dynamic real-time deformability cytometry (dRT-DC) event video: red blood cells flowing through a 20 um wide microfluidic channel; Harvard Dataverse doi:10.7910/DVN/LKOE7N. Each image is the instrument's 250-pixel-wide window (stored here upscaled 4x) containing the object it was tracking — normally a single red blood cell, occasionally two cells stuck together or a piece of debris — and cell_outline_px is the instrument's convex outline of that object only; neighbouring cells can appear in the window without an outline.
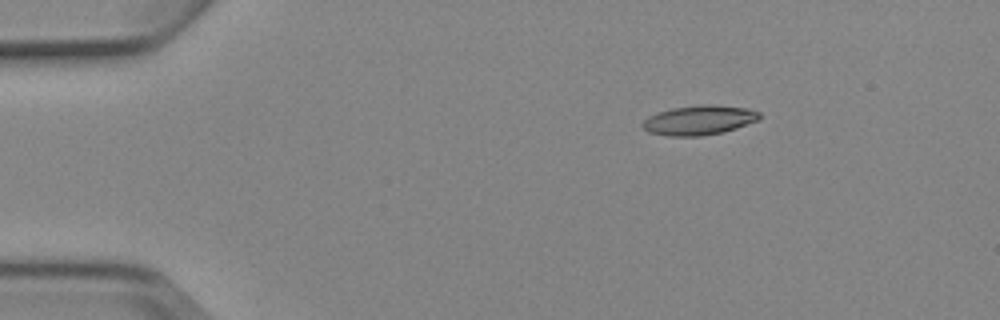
{"species": "Egyptian fruit bat (a non-hibernating species)", "species_latin": "Rousettus aegyptiacus", "temperature_condition": "cold", "stored_images_in_passage": 4, "camera_frame_rate_fps": 3000, "um_per_image_px": 0.085, "animal": {"sex": "female"}, "frame": {"image": 1, "passage_image": 2, "time_ms": 1.333, "image_size_px": [1000, 320], "cell_outline_px": [[760, 120], [724, 132], [700, 136], [668, 136], [648, 132], [640, 124], [648, 116], [672, 108], [700, 104], [716, 104], [748, 108], [760, 112]], "centroid_in_image_um": [59.45, 10.2], "position_along_channel_um": 25.6, "area_um2": 20.35}}